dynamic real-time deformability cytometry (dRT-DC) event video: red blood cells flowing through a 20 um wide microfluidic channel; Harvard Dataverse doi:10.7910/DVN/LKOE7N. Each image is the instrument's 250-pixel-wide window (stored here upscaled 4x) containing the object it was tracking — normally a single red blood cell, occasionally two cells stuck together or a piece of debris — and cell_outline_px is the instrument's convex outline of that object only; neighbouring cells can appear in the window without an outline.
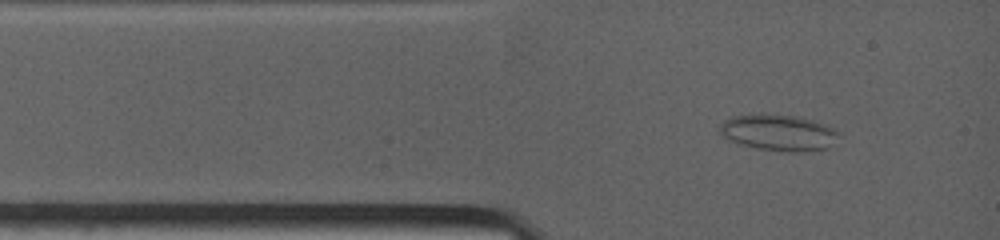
{"species": "common noctule bat (a hibernating species)", "species_latin": "Nyctalus noctula", "temperature_condition": "warm", "stored_images_in_passage": 27, "camera_frame_rate_fps": 4500, "um_per_image_px": 0.085, "animal": {"sex": "female", "body_mass_g": 19.0, "forearm_length_mm": 53.3}, "frame": {"image": 1, "passage_image": 3, "time_ms": 0.667, "image_size_px": [1000, 240], "cell_outline_px": [[840, 136], [828, 148], [792, 152], [780, 152], [756, 148], [740, 144], [728, 140], [720, 132], [720, 124], [724, 120], [732, 116], [796, 116], [828, 124], [840, 132]], "centroid_in_image_um": [66.23, 11.3], "position_along_channel_um": 18.8, "area_um2": 24.74}}
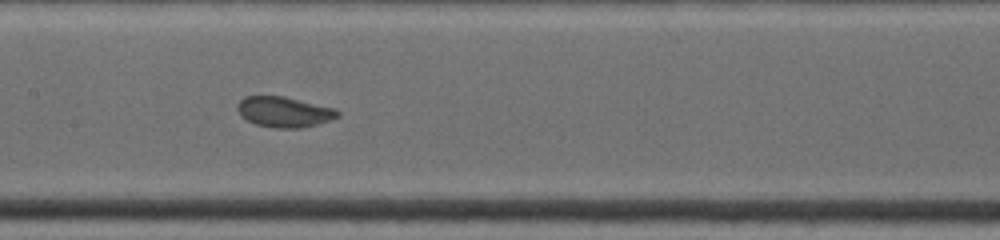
{"frame": {"image": 2, "passage_image": 17, "time_ms": 5.333, "image_size_px": [1000, 240], "cell_outline_px": [[340, 116], [332, 120], [300, 128], [276, 128], [256, 124], [240, 116], [236, 108], [236, 104], [244, 96], [284, 96], [336, 108], [340, 112]], "centroid_in_image_um": [24.16, 9.5], "position_along_channel_um": 183.2, "area_um2": 17.98}}
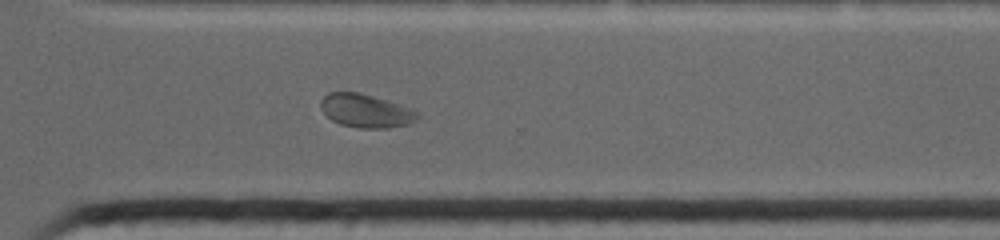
{"frame": {"image": 3, "passage_image": 27, "time_ms": 9.333, "image_size_px": [1000, 240], "cell_outline_px": [[416, 120], [408, 124], [388, 128], [360, 128], [340, 124], [332, 120], [320, 108], [320, 100], [328, 92], [360, 92], [408, 108], [416, 112]], "centroid_in_image_um": [31.01, 9.42], "position_along_channel_um": 339.6, "area_um2": 18.44}}